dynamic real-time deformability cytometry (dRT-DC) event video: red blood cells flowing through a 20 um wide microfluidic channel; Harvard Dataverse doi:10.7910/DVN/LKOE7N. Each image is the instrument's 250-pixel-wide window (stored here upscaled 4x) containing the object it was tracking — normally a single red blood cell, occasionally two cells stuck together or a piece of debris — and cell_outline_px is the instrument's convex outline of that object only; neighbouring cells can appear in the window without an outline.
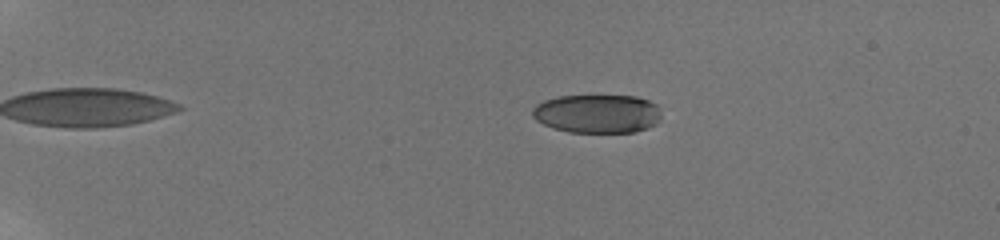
{"species": "human", "species_latin": "Homo sapiens", "temperature_condition": "room temperature", "stored_images_in_passage": 59, "camera_frame_rate_fps": 3000, "um_per_image_px": 0.085, "donor": {"sex": "male"}, "frame": {"image": 1, "passage_image": 15, "time_ms": 4.667, "image_size_px": [1000, 240], "cell_outline_px": [[660, 120], [656, 124], [648, 128], [632, 132], [568, 132], [552, 128], [536, 120], [532, 116], [532, 108], [536, 104], [544, 100], [556, 96], [636, 96], [648, 100], [656, 104], [660, 112]], "centroid_in_image_um": [50.75, 9.66], "position_along_channel_um": 34.2, "area_um2": 29.19}}
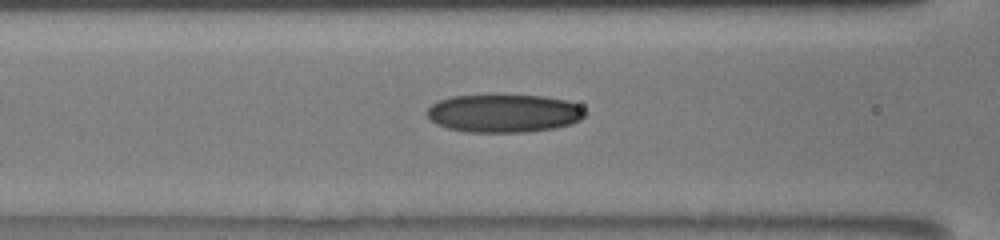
{"frame": {"image": 2, "passage_image": 30, "time_ms": 9.667, "image_size_px": [1000, 240], "cell_outline_px": [[588, 112], [580, 120], [572, 124], [552, 128], [528, 132], [468, 132], [448, 128], [436, 124], [428, 116], [428, 108], [432, 104], [440, 100], [452, 96], [544, 96], [568, 100], [584, 108]], "centroid_in_image_um": [42.88, 9.64], "position_along_channel_um": 123.7, "area_um2": 34.91}}
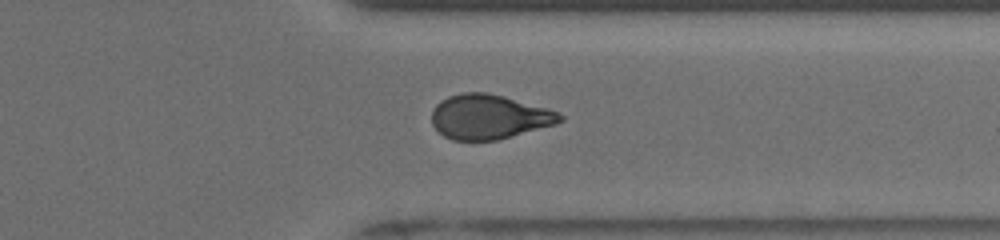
{"frame": {"image": 3, "passage_image": 49, "time_ms": 16.0, "image_size_px": [1000, 240], "cell_outline_px": [[564, 120], [556, 124], [496, 140], [452, 140], [444, 136], [432, 124], [432, 112], [436, 104], [440, 100], [448, 96], [464, 92], [488, 92], [504, 96], [544, 108], [556, 112], [564, 116]], "centroid_in_image_um": [41.54, 9.92], "position_along_channel_um": 369.9, "area_um2": 33.0}, "authors_computed_cell_mechanics": {"area_um2": 33.0038, "velocity_mm_per_s": 3.8942, "shape_relaxation_time_tau1_ms": 6.0886, "shape_relaxation_time_tau2_ms": 2.5325, "deformation_change_tau1": 0.1899, "deformation_change_tau2": 0.0866}}